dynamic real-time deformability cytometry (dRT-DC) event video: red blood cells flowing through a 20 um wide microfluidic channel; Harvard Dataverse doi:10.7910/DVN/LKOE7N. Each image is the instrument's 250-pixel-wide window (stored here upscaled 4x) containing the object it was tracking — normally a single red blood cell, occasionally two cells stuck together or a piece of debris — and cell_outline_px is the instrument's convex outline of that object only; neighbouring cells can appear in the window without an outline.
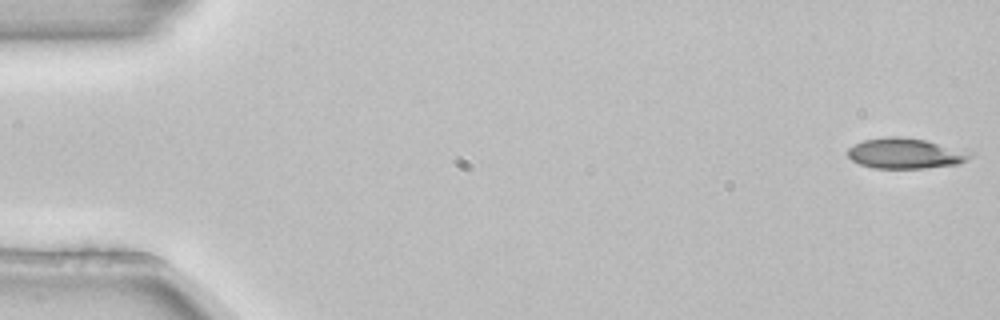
{"species": "common noctule bat (a hibernating species)", "species_latin": "Nyctalus noctula", "temperature_condition": "room temperature", "stored_images_in_passage": 5, "camera_frame_rate_fps": 3000, "um_per_image_px": 0.085, "animal": {"sex": "female", "body_mass_g": 22.7, "forearm_length_mm": 54.2}, "frame": {"image": 1, "passage_image": 1, "time_ms": 0.0, "image_size_px": [1000, 320], "cell_outline_px": [[972, 156], [968, 160], [956, 164], [924, 168], [872, 168], [860, 164], [852, 160], [848, 156], [848, 148], [864, 140], [888, 136], [896, 136], [924, 140], [972, 152]], "centroid_in_image_um": [76.94, 13.04], "position_along_channel_um": 8.1, "area_um2": 21.44}}
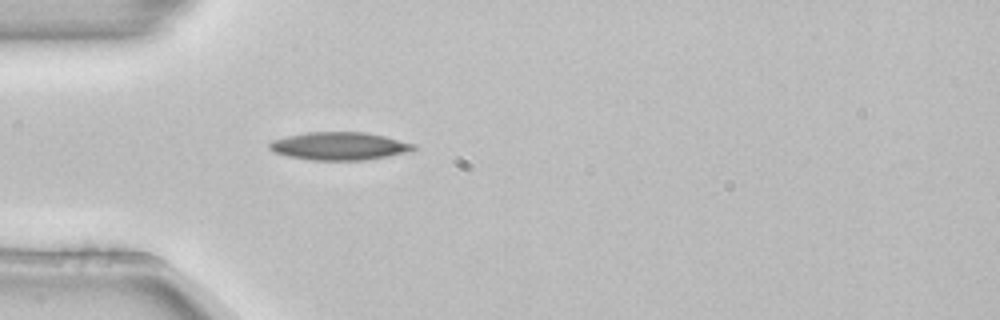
{"frame": {"image": 2, "passage_image": 5, "time_ms": 1.333, "image_size_px": [1000, 320], "cell_outline_px": [[416, 148], [404, 152], [364, 160], [312, 160], [288, 156], [276, 152], [268, 148], [268, 144], [272, 140], [288, 136], [308, 132], [364, 132], [384, 136], [416, 144]], "centroid_in_image_um": [28.81, 12.41], "position_along_channel_um": 56.2, "area_um2": 23.06}}